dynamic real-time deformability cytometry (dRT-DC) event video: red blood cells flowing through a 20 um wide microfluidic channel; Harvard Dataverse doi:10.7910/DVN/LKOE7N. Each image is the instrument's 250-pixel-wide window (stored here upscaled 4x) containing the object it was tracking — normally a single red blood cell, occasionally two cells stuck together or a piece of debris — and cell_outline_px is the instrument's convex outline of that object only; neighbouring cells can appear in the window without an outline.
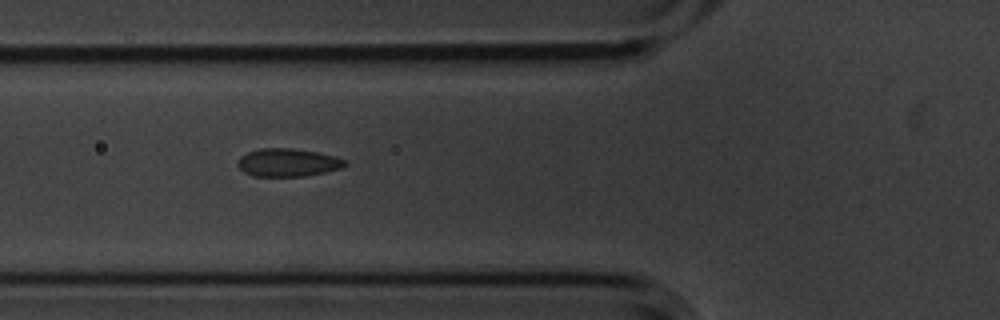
{"species": "common noctule bat (a hibernating species)", "species_latin": "Nyctalus noctula", "temperature_condition": "cold", "stored_images_in_passage": 6, "camera_frame_rate_fps": 3000, "um_per_image_px": 0.085, "animal": {"sex": "male", "body_mass_g": 20.1, "forearm_length_mm": 53.5}, "frame": {"image": 1, "passage_image": 5, "time_ms": 1.333, "image_size_px": [1000, 320], "cell_outline_px": [[348, 164], [340, 168], [328, 172], [304, 176], [252, 176], [244, 172], [236, 164], [240, 156], [248, 152], [260, 148], [292, 148], [316, 152], [332, 156], [344, 160]], "centroid_in_image_um": [24.43, 13.82], "position_along_channel_um": 101.4, "area_um2": 17.46}}
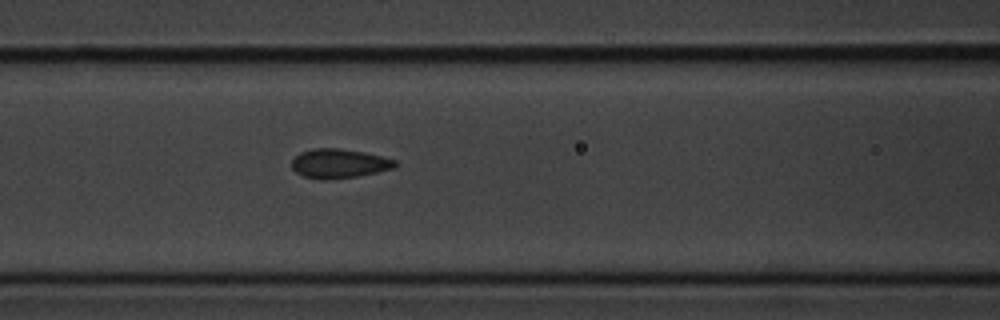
{"frame": {"image": 2, "passage_image": 6, "time_ms": 1.667, "image_size_px": [1000, 320], "cell_outline_px": [[396, 168], [356, 176], [324, 180], [304, 176], [296, 172], [292, 168], [292, 160], [300, 152], [312, 148], [340, 148], [364, 152], [396, 160]], "centroid_in_image_um": [28.81, 13.89], "position_along_channel_um": 137.8, "area_um2": 17.51}}